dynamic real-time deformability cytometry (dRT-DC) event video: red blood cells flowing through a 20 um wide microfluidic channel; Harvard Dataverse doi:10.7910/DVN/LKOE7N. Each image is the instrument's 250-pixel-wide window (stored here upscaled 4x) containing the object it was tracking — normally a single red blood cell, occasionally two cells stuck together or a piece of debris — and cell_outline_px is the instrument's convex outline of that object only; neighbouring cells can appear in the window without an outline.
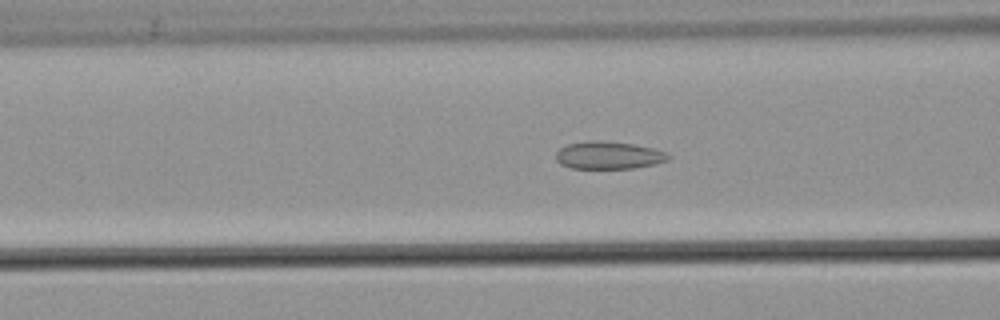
{"species": "common noctule bat (a hibernating species)", "species_latin": "Nyctalus noctula", "temperature_condition": "warm", "stored_images_in_passage": 54, "camera_frame_rate_fps": 3000, "um_per_image_px": 0.085, "animal": {"sex": "male", "body_mass_g": 21.5, "forearm_length_mm": 52.0}, "frame": {"image": 1, "passage_image": 22, "time_ms": 7.0, "image_size_px": [1000, 320], "cell_outline_px": [[672, 156], [668, 160], [652, 164], [632, 168], [572, 168], [560, 164], [556, 160], [556, 152], [560, 148], [568, 144], [588, 140], [600, 140], [632, 144], [656, 148]], "centroid_in_image_um": [51.71, 13.18], "position_along_channel_um": 114.9, "area_um2": 18.03}}
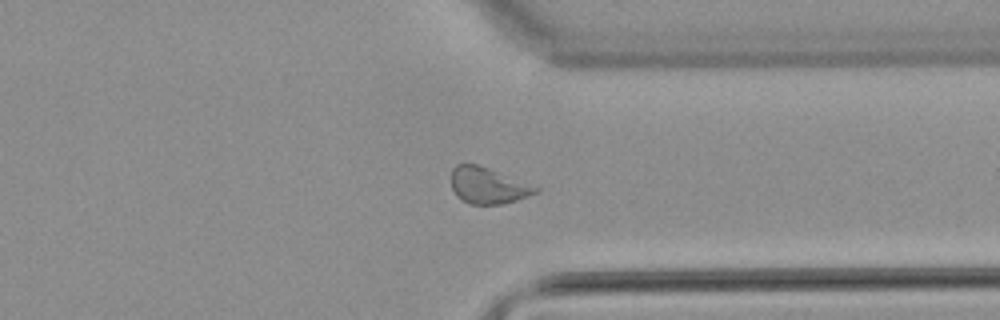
{"frame": {"image": 2, "passage_image": 42, "time_ms": 13.667, "image_size_px": [1000, 320], "cell_outline_px": [[540, 188], [536, 192], [528, 196], [504, 204], [468, 204], [460, 200], [456, 196], [452, 188], [452, 168], [456, 164], [480, 164]], "centroid_in_image_um": [41.44, 15.77], "position_along_channel_um": 370.0, "area_um2": 17.86}}
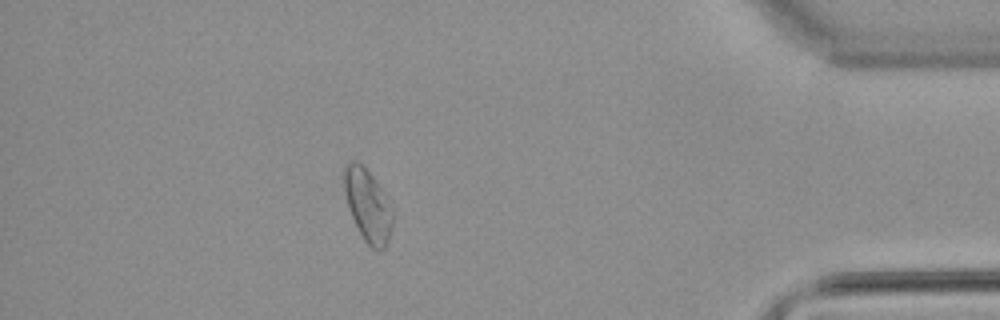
{"frame": {"image": 3, "passage_image": 48, "time_ms": 15.667, "image_size_px": [1000, 320], "cell_outline_px": [[392, 228], [388, 240], [384, 248], [380, 252], [376, 252], [364, 240], [352, 216], [344, 192], [344, 164], [352, 160], [356, 160], [376, 180], [384, 192], [392, 208]], "centroid_in_image_um": [31.27, 17.47], "position_along_channel_um": 403.9, "area_um2": 20.35}, "authors_computed_cell_mechanics": {"area_um2": 19.6809, "velocity_mm_per_s": 3.8341, "shape_relaxation_time_tau1_ms": null, "shape_relaxation_time_tau2_ms": 1.7642, "deformation_change_tau1": null, "deformation_change_tau2": 0.082}}